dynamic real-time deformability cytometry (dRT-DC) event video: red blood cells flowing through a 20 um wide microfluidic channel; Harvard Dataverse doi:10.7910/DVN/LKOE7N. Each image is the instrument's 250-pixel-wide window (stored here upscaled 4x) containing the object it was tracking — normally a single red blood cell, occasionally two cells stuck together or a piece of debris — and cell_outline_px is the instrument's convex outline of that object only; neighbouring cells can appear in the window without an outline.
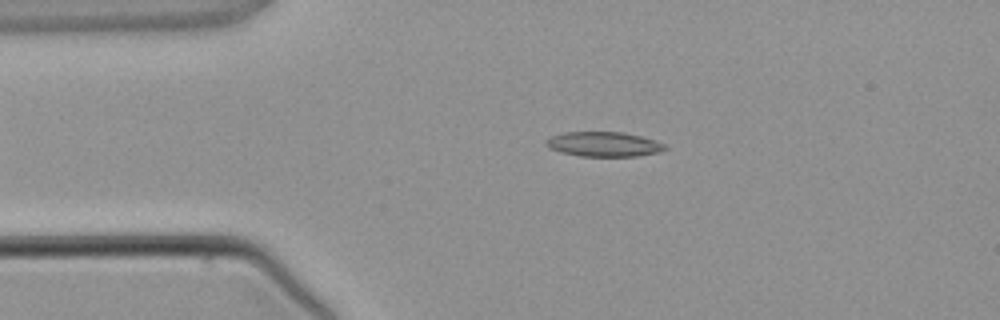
{"species": "common noctule bat (a hibernating species)", "species_latin": "Nyctalus noctula", "temperature_condition": "warm", "stored_images_in_passage": 4, "segment_of_instrument_passage": [1, 2], "camera_frame_rate_fps": 3000, "um_per_image_px": 0.085, "animal": {"sex": "male", "body_mass_g": 21.5, "forearm_length_mm": 52.0}, "frame": {"image": 1, "passage_image": 3, "time_ms": 2.667, "image_size_px": [1000, 320], "cell_outline_px": [[668, 148], [660, 152], [636, 156], [580, 156], [560, 152], [544, 144], [544, 140], [552, 136], [564, 132], [624, 132], [640, 136], [664, 144]], "centroid_in_image_um": [51.3, 12.26], "position_along_channel_um": 33.7, "area_um2": 17.05}}